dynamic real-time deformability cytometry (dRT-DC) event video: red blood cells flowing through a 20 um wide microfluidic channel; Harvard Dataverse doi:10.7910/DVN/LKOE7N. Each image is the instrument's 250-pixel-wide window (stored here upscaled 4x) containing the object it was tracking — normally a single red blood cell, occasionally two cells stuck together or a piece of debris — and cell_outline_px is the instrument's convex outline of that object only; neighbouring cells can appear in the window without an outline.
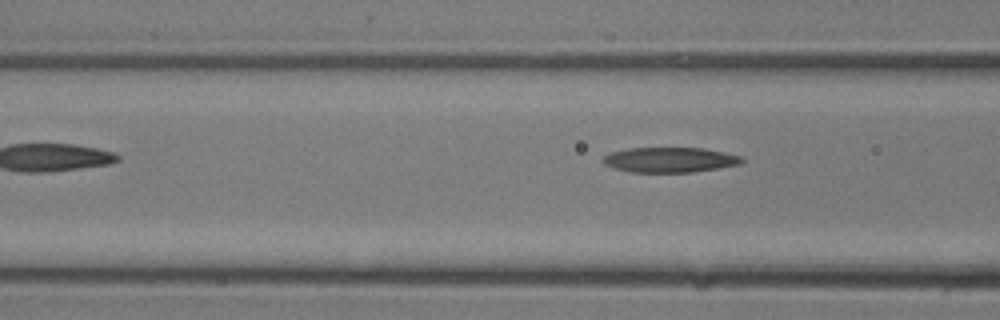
{"species": "common noctule bat (a hibernating species)", "species_latin": "Nyctalus noctula", "temperature_condition": "room temperature", "stored_images_in_passage": 6, "camera_frame_rate_fps": 3000, "um_per_image_px": 0.085, "animal": {"sex": "male", "body_mass_g": 13.3}, "frame": {"image": 1, "passage_image": 6, "time_ms": 1.667, "image_size_px": [1000, 320], "cell_outline_px": [[744, 160], [740, 164], [692, 172], [632, 172], [616, 168], [604, 164], [600, 160], [604, 156], [612, 152], [628, 148], [704, 148], [724, 152], [740, 156]], "centroid_in_image_um": [56.92, 13.58], "position_along_channel_um": 109.7, "area_um2": 20.11}}